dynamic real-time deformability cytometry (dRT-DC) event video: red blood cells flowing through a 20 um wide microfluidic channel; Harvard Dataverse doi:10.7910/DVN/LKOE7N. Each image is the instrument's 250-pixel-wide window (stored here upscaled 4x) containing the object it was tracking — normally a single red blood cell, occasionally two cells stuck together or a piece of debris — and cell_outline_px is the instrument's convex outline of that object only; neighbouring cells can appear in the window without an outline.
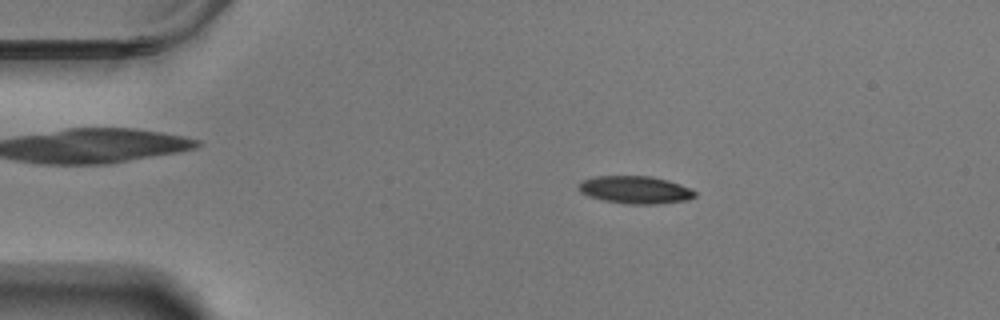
{"species": "Egyptian fruit bat (a non-hibernating species)", "species_latin": "Rousettus aegyptiacus", "temperature_condition": "warm", "stored_images_in_passage": 58, "camera_frame_rate_fps": 3000, "um_per_image_px": 0.085, "animal": {"sex": "male"}, "frame": {"image": 1, "passage_image": 11, "time_ms": 3.333, "image_size_px": [1000, 320], "cell_outline_px": [[696, 196], [688, 200], [656, 204], [628, 204], [604, 200], [588, 196], [580, 192], [580, 184], [584, 180], [596, 176], [652, 176], [668, 180], [680, 184], [696, 192]], "centroid_in_image_um": [54.03, 16.13], "position_along_channel_um": 31.0, "area_um2": 18.55}}
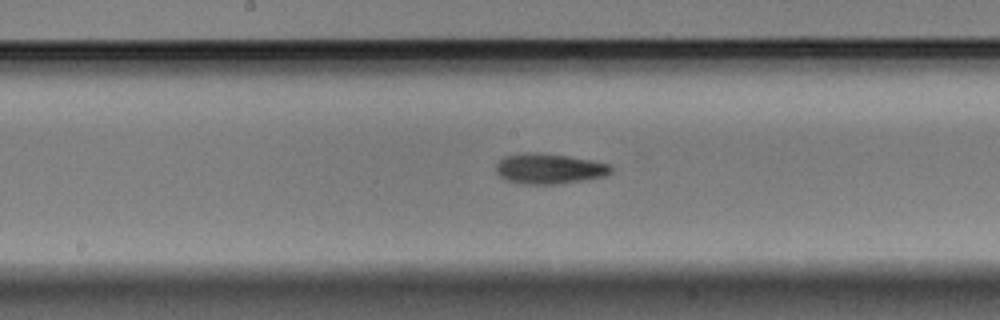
{"frame": {"image": 2, "passage_image": 30, "time_ms": 9.667, "image_size_px": [1000, 320], "cell_outline_px": [[612, 172], [604, 176], [588, 180], [560, 184], [524, 184], [504, 180], [496, 172], [496, 164], [504, 156], [524, 152], [568, 156], [592, 160], [612, 164]], "centroid_in_image_um": [46.7, 14.35], "position_along_channel_um": 201.5, "area_um2": 20.52}}
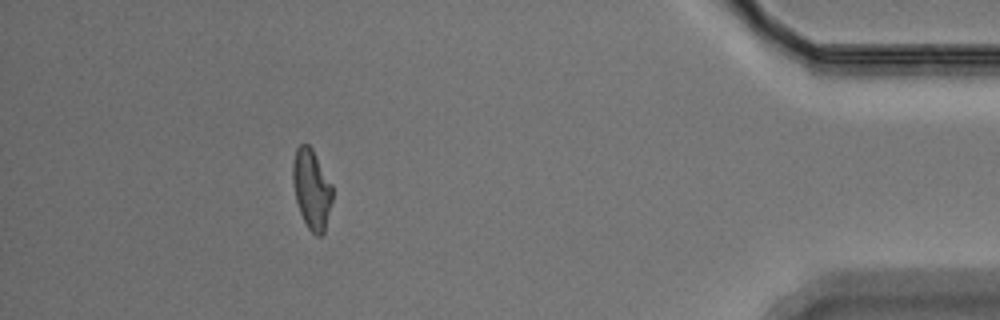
{"frame": {"image": 3, "passage_image": 52, "time_ms": 17.0, "image_size_px": [1000, 320], "cell_outline_px": [[332, 200], [324, 232], [320, 236], [316, 236], [308, 228], [300, 212], [296, 200], [292, 180], [292, 164], [296, 148], [300, 144], [308, 144], [312, 148], [332, 184]], "centroid_in_image_um": [26.48, 16.05], "position_along_channel_um": 408.7, "area_um2": 18.38}, "authors_computed_cell_mechanics": {"area_um2": 19.0162, "velocity_mm_per_s": 3.5264, "shape_relaxation_time_tau1_ms": 6.3958, "shape_relaxation_time_tau2_ms": 3.3392, "deformation_change_tau1": 0.1964, "deformation_change_tau2": 0.1104}}